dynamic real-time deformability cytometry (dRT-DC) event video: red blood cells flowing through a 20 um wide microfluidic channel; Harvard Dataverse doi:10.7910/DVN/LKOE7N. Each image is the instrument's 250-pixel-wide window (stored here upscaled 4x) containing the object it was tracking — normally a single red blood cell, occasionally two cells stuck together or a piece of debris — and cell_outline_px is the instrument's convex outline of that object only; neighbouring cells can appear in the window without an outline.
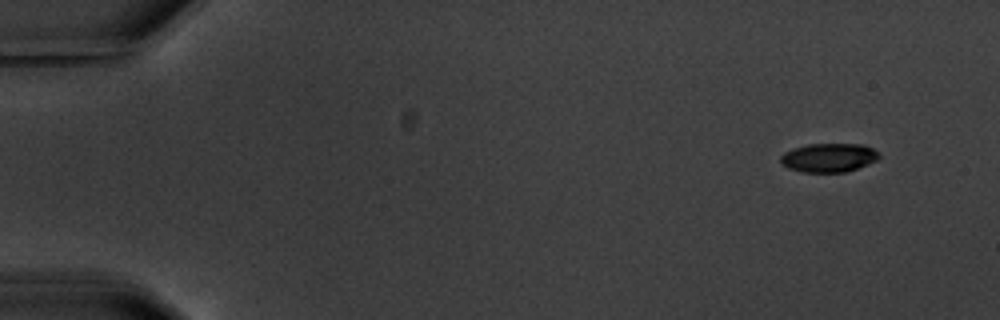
{"species": "common noctule bat (a hibernating species)", "species_latin": "Nyctalus noctula", "temperature_condition": "warm", "stored_images_in_passage": 5, "camera_frame_rate_fps": 3000, "um_per_image_px": 0.085, "animal": {"sex": "male", "body_mass_g": 20.1, "forearm_length_mm": 53.5}, "frame": {"image": 1, "passage_image": 1, "time_ms": 0.0, "image_size_px": [1000, 320], "cell_outline_px": [[880, 156], [876, 160], [868, 164], [844, 172], [800, 172], [788, 168], [780, 160], [780, 156], [784, 152], [792, 148], [808, 144], [864, 144], [872, 148]], "centroid_in_image_um": [70.41, 13.39], "position_along_channel_um": 14.6, "area_um2": 16.47}}